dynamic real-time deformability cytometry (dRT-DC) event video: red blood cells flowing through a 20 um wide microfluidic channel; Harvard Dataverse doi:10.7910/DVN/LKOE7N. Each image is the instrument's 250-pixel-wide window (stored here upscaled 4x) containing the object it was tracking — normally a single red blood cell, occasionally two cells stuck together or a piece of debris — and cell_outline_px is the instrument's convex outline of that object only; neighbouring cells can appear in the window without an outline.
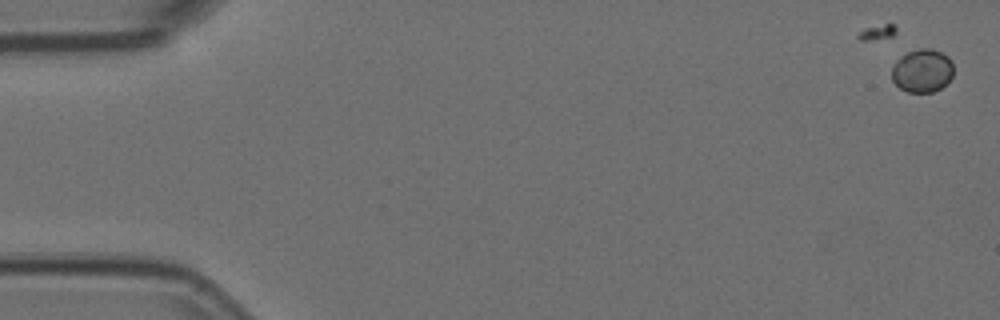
{"species": "Egyptian fruit bat (a non-hibernating species)", "species_latin": "Rousettus aegyptiacus", "temperature_condition": "room temperature", "stored_images_in_passage": 4, "camera_frame_rate_fps": 3000, "um_per_image_px": 0.085, "animal": {"sex": "female"}, "frame": {"image": 1, "passage_image": 1, "time_ms": 0.0, "image_size_px": [1000, 320], "cell_outline_px": [[952, 76], [940, 88], [932, 92], [908, 92], [900, 88], [892, 80], [892, 68], [908, 52], [920, 48], [932, 48], [948, 56], [952, 60]], "centroid_in_image_um": [78.41, 6.01], "position_along_channel_um": 6.6, "area_um2": 15.2}}